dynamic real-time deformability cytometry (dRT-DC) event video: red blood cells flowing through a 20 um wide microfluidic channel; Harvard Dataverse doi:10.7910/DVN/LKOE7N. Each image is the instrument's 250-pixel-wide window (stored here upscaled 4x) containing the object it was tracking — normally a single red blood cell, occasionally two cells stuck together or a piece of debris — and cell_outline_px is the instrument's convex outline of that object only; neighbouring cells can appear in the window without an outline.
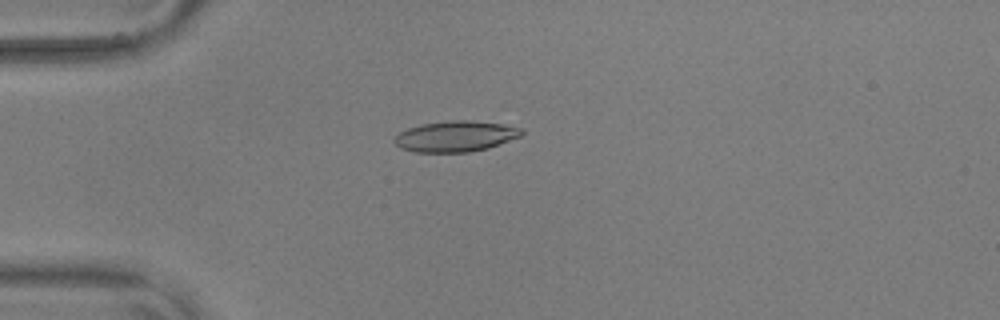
{"species": "common noctule bat (a hibernating species)", "species_latin": "Nyctalus noctula", "temperature_condition": "warm", "stored_images_in_passage": 43, "camera_frame_rate_fps": 3000, "um_per_image_px": 0.085, "animal": {"sex": "male", "body_mass_g": 17.9, "forearm_length_mm": 54.2}, "frame": {"image": 1, "passage_image": 2, "time_ms": 0.333, "image_size_px": [1000, 320], "cell_outline_px": [[524, 132], [520, 136], [488, 148], [468, 152], [416, 152], [400, 148], [392, 140], [400, 132], [408, 128], [424, 124], [452, 120], [468, 120], [500, 124], [524, 128]], "centroid_in_image_um": [38.72, 11.59], "position_along_channel_um": 46.3, "area_um2": 22.6}}
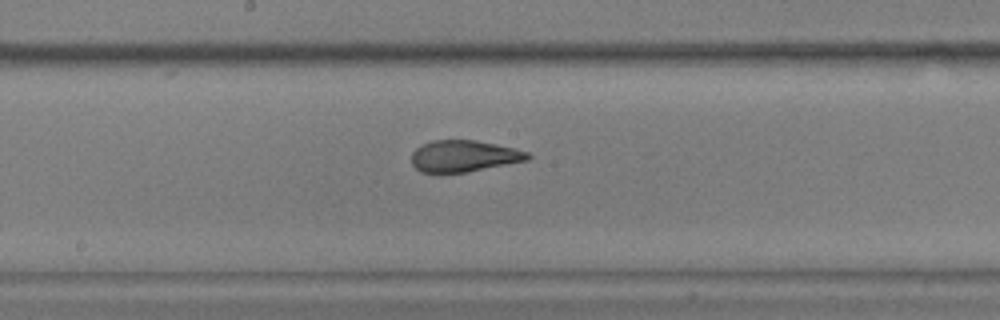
{"frame": {"image": 2, "passage_image": 17, "time_ms": 5.333, "image_size_px": [1000, 320], "cell_outline_px": [[532, 156], [528, 160], [468, 172], [420, 172], [412, 164], [412, 152], [420, 144], [432, 140], [476, 140], [496, 144], [528, 152]], "centroid_in_image_um": [39.42, 13.26], "position_along_channel_um": 208.8, "area_um2": 21.33}}
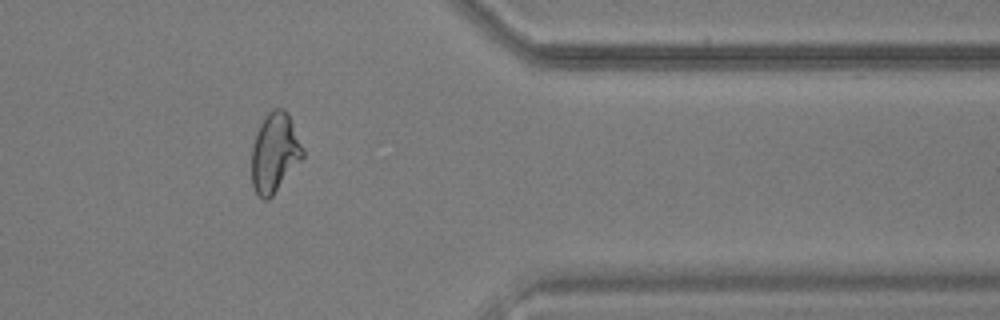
{"frame": {"image": 3, "passage_image": 33, "time_ms": 10.667, "image_size_px": [1000, 320], "cell_outline_px": [[304, 156], [272, 196], [268, 200], [264, 200], [256, 192], [252, 184], [252, 144], [256, 132], [264, 116], [272, 108], [284, 108], [288, 112], [304, 152]], "centroid_in_image_um": [23.33, 12.95], "position_along_channel_um": 388.1, "area_um2": 23.52}, "authors_computed_cell_mechanics": {"area_um2": 22.6576, "velocity_mm_per_s": 3.6293, "shape_relaxation_time_tau1_ms": 7.9592, "shape_relaxation_time_tau2_ms": 1.1155, "deformation_change_tau1": 0.2437, "deformation_change_tau2": 0.0695}}